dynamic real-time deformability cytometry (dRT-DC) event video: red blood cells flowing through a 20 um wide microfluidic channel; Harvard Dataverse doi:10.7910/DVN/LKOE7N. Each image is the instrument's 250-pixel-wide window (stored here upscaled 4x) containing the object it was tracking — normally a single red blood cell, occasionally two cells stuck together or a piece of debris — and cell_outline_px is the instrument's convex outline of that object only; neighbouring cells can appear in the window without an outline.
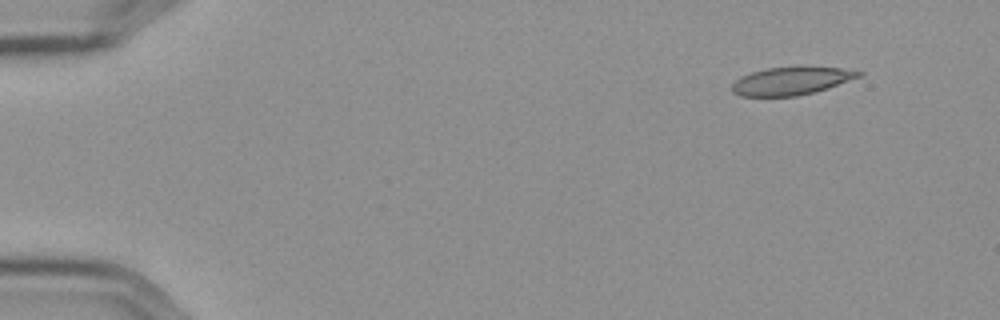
{"species": "Egyptian fruit bat (a non-hibernating species)", "species_latin": "Rousettus aegyptiacus", "temperature_condition": "cold", "stored_images_in_passage": 52, "camera_frame_rate_fps": 3000, "um_per_image_px": 0.085, "frame": {"image": 1, "passage_image": 1, "time_ms": 0.0, "image_size_px": [1000, 320], "cell_outline_px": [[864, 72], [860, 76], [828, 88], [796, 96], [740, 96], [732, 92], [732, 84], [740, 76], [764, 68], [840, 68]], "centroid_in_image_um": [67.2, 6.9], "position_along_channel_um": 17.8, "area_um2": 20.06}}
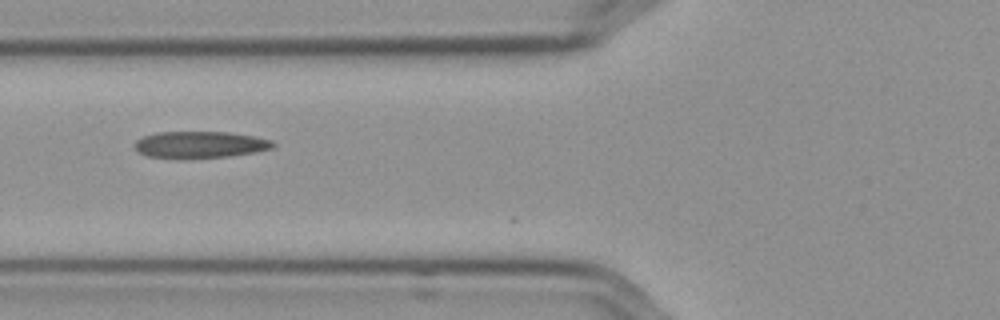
{"frame": {"image": 2, "passage_image": 18, "time_ms": 5.667, "image_size_px": [1000, 320], "cell_outline_px": [[276, 144], [272, 148], [256, 152], [228, 156], [148, 156], [140, 152], [132, 144], [136, 140], [144, 136], [156, 132], [228, 132], [256, 136], [272, 140]], "centroid_in_image_um": [17.06, 12.25], "position_along_channel_um": 108.7, "area_um2": 20.81}}
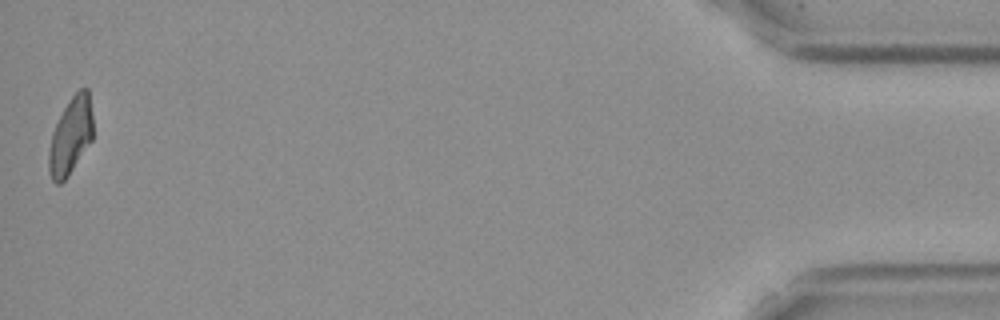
{"frame": {"image": 3, "passage_image": 52, "time_ms": 17.0, "image_size_px": [1000, 320], "cell_outline_px": [[92, 140], [68, 176], [60, 184], [56, 184], [52, 180], [48, 168], [48, 152], [52, 132], [68, 100], [80, 88], [88, 88], [92, 116]], "centroid_in_image_um": [5.99, 11.57], "position_along_channel_um": 429.2, "area_um2": 19.71}, "authors_computed_cell_mechanics": {"area_um2": 21.386, "velocity_mm_per_s": 3.5844, "shape_relaxation_time_tau1_ms": 6.8563, "shape_relaxation_time_tau2_ms": 2.4574, "deformation_change_tau1": 0.1884, "deformation_change_tau2": 0.1126}}